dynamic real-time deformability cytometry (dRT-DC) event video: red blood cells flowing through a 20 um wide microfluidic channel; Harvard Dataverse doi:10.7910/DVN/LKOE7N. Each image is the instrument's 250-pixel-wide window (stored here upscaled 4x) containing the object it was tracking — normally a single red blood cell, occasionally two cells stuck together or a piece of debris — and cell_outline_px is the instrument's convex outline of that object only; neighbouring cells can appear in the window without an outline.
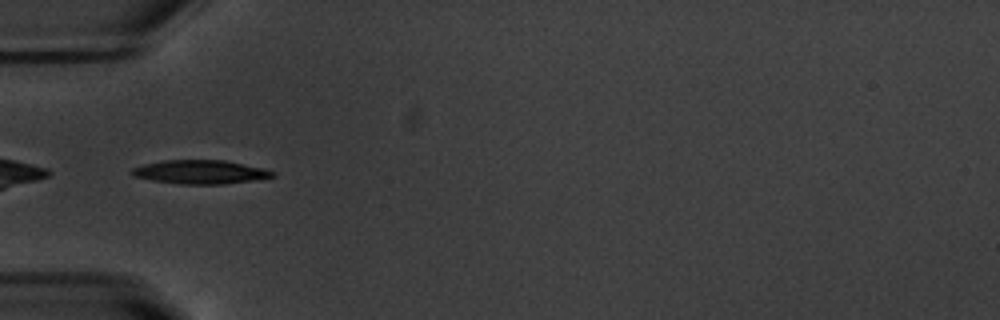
{"species": "common noctule bat (a hibernating species)", "species_latin": "Nyctalus noctula", "temperature_condition": "warm", "stored_images_in_passage": 37, "camera_frame_rate_fps": 3000, "um_per_image_px": 0.085, "animal": {"sex": "male", "body_mass_g": 20.1, "forearm_length_mm": 53.5}, "frame": {"image": 1, "passage_image": 1, "time_ms": 0.0, "image_size_px": [1000, 320], "cell_outline_px": [[276, 176], [252, 180], [224, 184], [180, 184], [152, 180], [136, 176], [132, 172], [132, 168], [144, 164], [160, 160], [224, 160], [264, 168], [276, 172]], "centroid_in_image_um": [17.06, 14.61], "position_along_channel_um": 67.9, "area_um2": 19.36}}
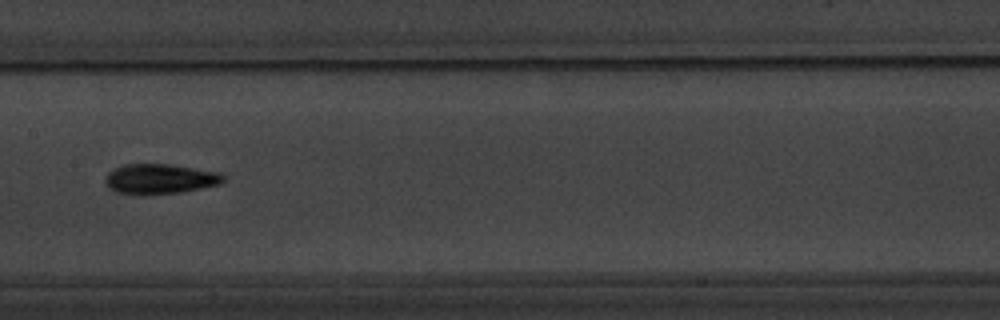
{"frame": {"image": 2, "passage_image": 11, "time_ms": 3.333, "image_size_px": [1000, 320], "cell_outline_px": [[224, 180], [220, 184], [180, 192], [116, 192], [108, 188], [104, 180], [108, 172], [112, 168], [124, 164], [168, 164], [220, 172], [224, 176]], "centroid_in_image_um": [13.59, 15.16], "position_along_channel_um": 193.8, "area_um2": 20.0}, "authors_computed_cell_mechanics": {"area_um2": 19.3052, "velocity_mm_per_s": 3.7726, "shape_relaxation_time_tau1_ms": 3.2388, "shape_relaxation_time_tau2_ms": 7.0404, "deformation_change_tau1": 0.1565, "deformation_change_tau2": 0.1563}}